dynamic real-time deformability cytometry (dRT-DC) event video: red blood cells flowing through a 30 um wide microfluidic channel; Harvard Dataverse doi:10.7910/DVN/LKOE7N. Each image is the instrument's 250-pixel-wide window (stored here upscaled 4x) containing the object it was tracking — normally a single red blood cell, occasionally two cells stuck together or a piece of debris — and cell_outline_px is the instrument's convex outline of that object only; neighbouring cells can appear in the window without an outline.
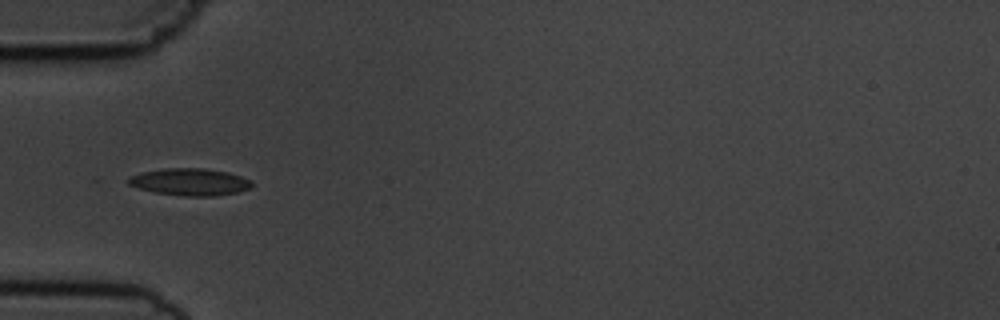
{"species": "common noctule bat (a hibernating species)", "species_latin": "Nyctalus noctula", "temperature_condition": "cold", "stored_images_in_passage": 10, "camera_frame_rate_fps": 3000, "um_per_image_px": 0.085, "animal": {"sex": "male", "body_mass_g": 19.5, "forearm_length_mm": 54.6}, "frame": {"image": 1, "passage_image": 5, "time_ms": 5.667, "image_size_px": [1000, 320], "cell_outline_px": [[252, 188], [236, 192], [216, 196], [184, 196], [156, 192], [140, 188], [128, 184], [128, 176], [140, 172], [164, 168], [204, 168], [228, 172], [252, 180]], "centroid_in_image_um": [16.15, 15.45], "position_along_channel_um": 68.8, "area_um2": 19.54}}
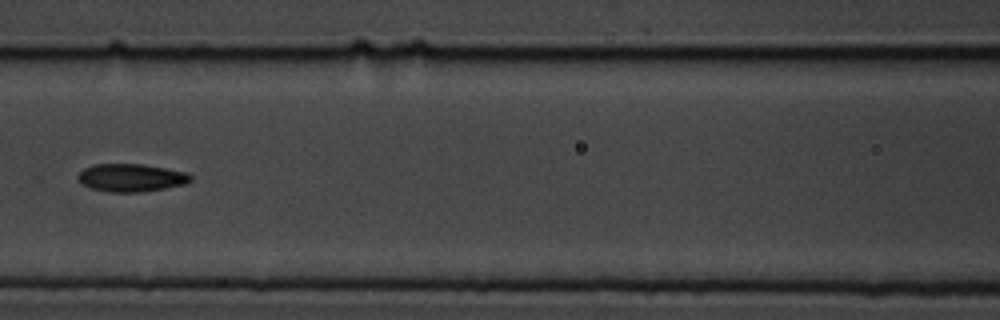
{"frame": {"image": 2, "passage_image": 7, "time_ms": 8.0, "image_size_px": [1000, 320], "cell_outline_px": [[192, 180], [184, 184], [164, 188], [140, 192], [108, 192], [92, 188], [80, 184], [76, 176], [84, 168], [92, 164], [144, 164], [188, 172], [192, 176]], "centroid_in_image_um": [11.13, 15.1], "position_along_channel_um": 155.5, "area_um2": 18.44}}
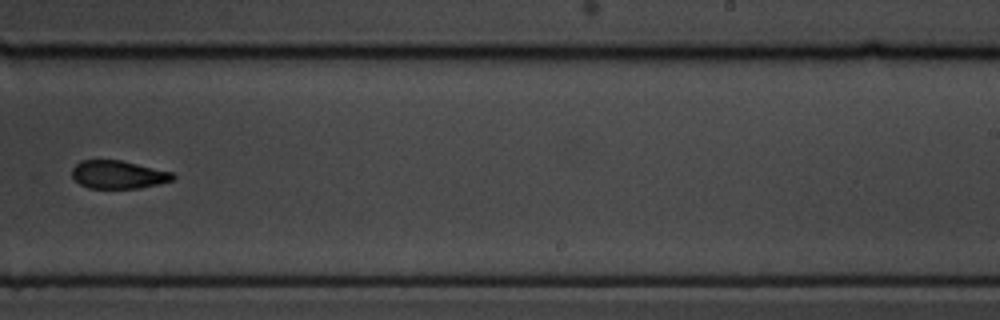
{"frame": {"image": 3, "passage_image": 10, "time_ms": 11.333, "image_size_px": [1000, 320], "cell_outline_px": [[176, 176], [172, 180], [140, 188], [88, 188], [80, 184], [72, 176], [72, 168], [80, 160], [120, 160], [172, 172]], "centroid_in_image_um": [10.02, 14.84], "position_along_channel_um": 279.0, "area_um2": 16.36}}